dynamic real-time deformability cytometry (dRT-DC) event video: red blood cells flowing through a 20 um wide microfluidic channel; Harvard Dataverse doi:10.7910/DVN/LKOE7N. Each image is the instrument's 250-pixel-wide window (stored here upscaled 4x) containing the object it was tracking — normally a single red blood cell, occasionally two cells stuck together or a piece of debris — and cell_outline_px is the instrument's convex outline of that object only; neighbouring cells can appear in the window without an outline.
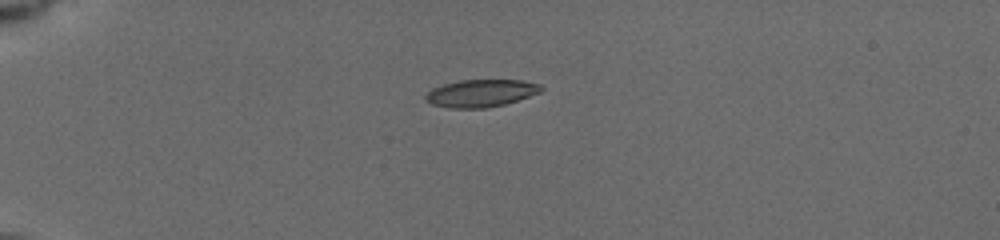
{"species": "common noctule bat (a hibernating species)", "species_latin": "Nyctalus noctula", "temperature_condition": "cold", "stored_images_in_passage": 11, "camera_frame_rate_fps": 3000, "um_per_image_px": 0.085, "animal": {"sex": "female", "body_mass_g": 19.5, "forearm_length_mm": 54.1}, "frame": {"image": 1, "passage_image": 1, "time_ms": 0.0, "image_size_px": [1000, 240], "cell_outline_px": [[544, 88], [540, 92], [504, 104], [488, 108], [448, 108], [432, 104], [424, 100], [424, 96], [432, 88], [444, 84], [460, 80], [520, 80], [540, 84]], "centroid_in_image_um": [40.84, 7.92], "position_along_channel_um": 44.2, "area_um2": 18.44}}
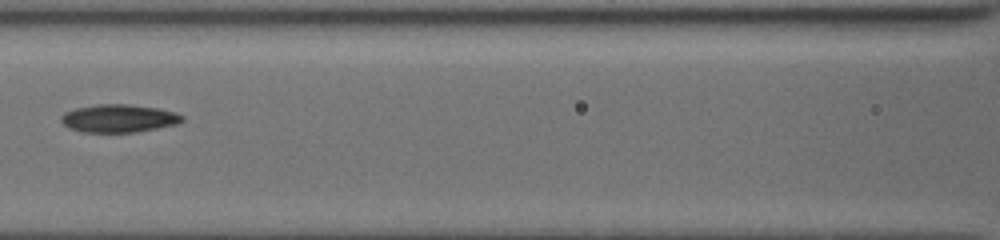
{"frame": {"image": 2, "passage_image": 7, "time_ms": 4.0, "image_size_px": [1000, 240], "cell_outline_px": [[184, 120], [176, 124], [156, 128], [132, 132], [84, 132], [68, 128], [60, 120], [60, 116], [64, 112], [76, 108], [96, 104], [128, 104], [160, 108], [176, 112], [184, 116]], "centroid_in_image_um": [10.09, 10.05], "position_along_channel_um": 156.5, "area_um2": 19.77}}
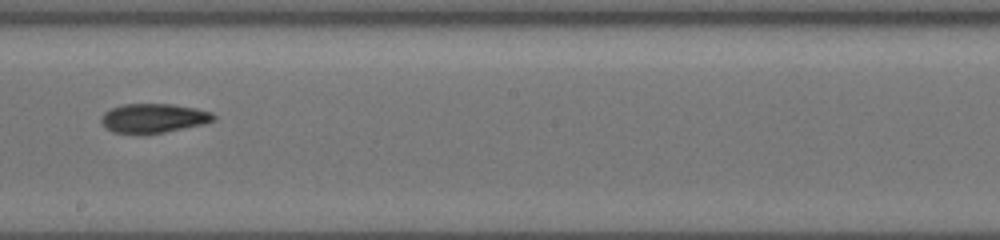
{"frame": {"image": 3, "passage_image": 10, "time_ms": 6.0, "image_size_px": [1000, 240], "cell_outline_px": [[216, 120], [204, 124], [164, 132], [112, 132], [104, 128], [100, 120], [104, 112], [112, 108], [124, 104], [172, 104], [196, 108], [212, 112], [216, 116]], "centroid_in_image_um": [13.07, 10.02], "position_along_channel_um": 235.1, "area_um2": 18.9}}